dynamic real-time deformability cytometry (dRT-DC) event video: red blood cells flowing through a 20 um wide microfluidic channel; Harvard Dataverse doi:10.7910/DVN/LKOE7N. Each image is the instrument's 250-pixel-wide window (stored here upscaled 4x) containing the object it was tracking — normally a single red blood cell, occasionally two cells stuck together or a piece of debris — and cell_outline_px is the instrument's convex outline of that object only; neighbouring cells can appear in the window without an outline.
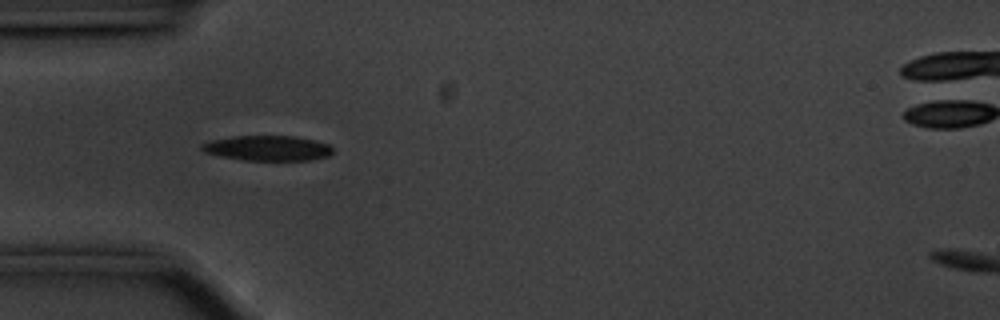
{"species": "common noctule bat (a hibernating species)", "species_latin": "Nyctalus noctula", "temperature_condition": "cold", "stored_images_in_passage": 22, "camera_frame_rate_fps": 3000, "um_per_image_px": 0.085, "animal": {"sex": "male", "body_mass_g": 20.1, "forearm_length_mm": 53.5}, "frame": {"image": 1, "passage_image": 4, "time_ms": 1.0, "image_size_px": [1000, 320], "cell_outline_px": [[332, 152], [328, 156], [308, 160], [240, 160], [220, 156], [204, 152], [200, 148], [200, 144], [212, 140], [232, 136], [292, 136], [316, 140], [328, 144], [332, 148]], "centroid_in_image_um": [22.71, 12.59], "position_along_channel_um": 62.3, "area_um2": 19.19}}